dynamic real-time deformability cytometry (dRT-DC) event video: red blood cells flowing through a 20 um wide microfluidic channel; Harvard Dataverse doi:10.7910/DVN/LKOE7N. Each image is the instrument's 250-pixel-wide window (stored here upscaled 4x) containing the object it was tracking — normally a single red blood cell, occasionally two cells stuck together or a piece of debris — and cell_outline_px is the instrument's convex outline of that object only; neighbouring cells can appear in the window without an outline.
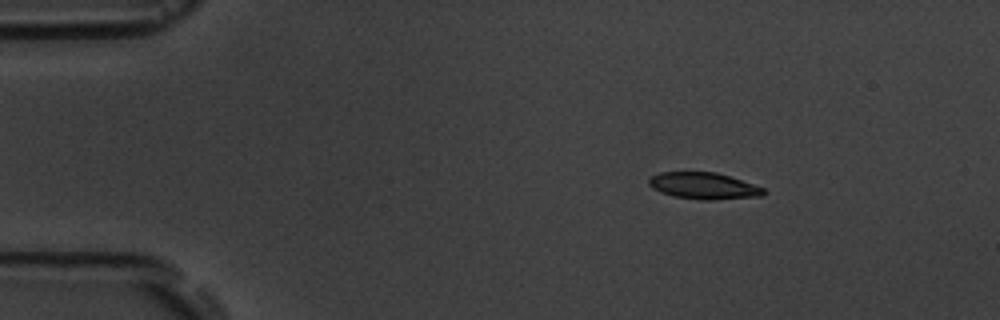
{"species": "common noctule bat (a hibernating species)", "species_latin": "Nyctalus noctula", "temperature_condition": "room temperature", "stored_images_in_passage": 3, "camera_frame_rate_fps": 3000, "um_per_image_px": 0.085, "animal": {"sex": "male", "body_mass_g": 19.5, "forearm_length_mm": 54.6}, "frame": {"image": 1, "passage_image": 1, "time_ms": 0.0, "image_size_px": [1000, 320], "cell_outline_px": [[768, 192], [764, 196], [716, 200], [700, 200], [676, 196], [660, 192], [652, 188], [648, 184], [648, 180], [652, 176], [660, 172], [716, 172], [764, 188]], "centroid_in_image_um": [59.83, 15.81], "position_along_channel_um": 25.2, "area_um2": 17.8}}